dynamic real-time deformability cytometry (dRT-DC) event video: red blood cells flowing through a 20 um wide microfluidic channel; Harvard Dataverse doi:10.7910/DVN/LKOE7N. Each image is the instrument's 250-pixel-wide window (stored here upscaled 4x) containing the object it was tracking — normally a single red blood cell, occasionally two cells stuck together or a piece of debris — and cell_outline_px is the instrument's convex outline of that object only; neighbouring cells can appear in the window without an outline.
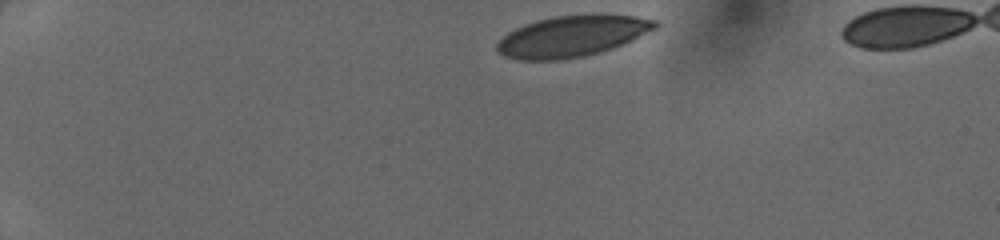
{"species": "human", "species_latin": "Homo sapiens", "temperature_condition": "cold", "stored_images_in_passage": 39, "camera_frame_rate_fps": 3000, "um_per_image_px": 0.085, "donor": {"sex": "female"}, "frame": {"image": 1, "passage_image": 1, "time_ms": 0.0, "image_size_px": [1000, 240], "cell_outline_px": [[660, 24], [656, 28], [612, 48], [600, 52], [584, 56], [560, 60], [520, 60], [504, 56], [496, 52], [496, 44], [508, 32], [524, 24], [536, 20], [552, 16], [592, 12], [600, 12], [636, 16], [656, 20]], "centroid_in_image_um": [48.62, 3.04], "position_along_channel_um": 36.4, "area_um2": 38.49}}
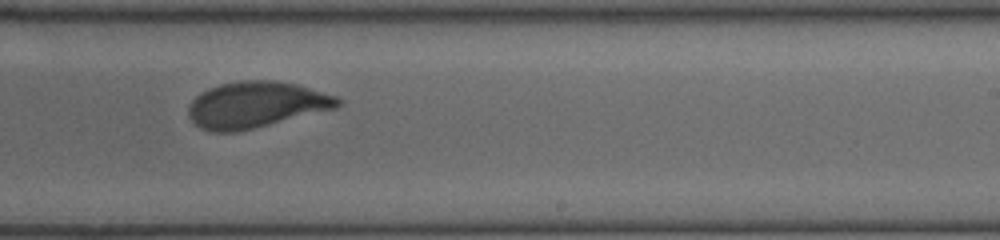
{"frame": {"image": 2, "passage_image": 23, "time_ms": 7.333, "image_size_px": [1000, 240], "cell_outline_px": [[344, 100], [336, 108], [236, 132], [212, 132], [200, 128], [188, 116], [188, 104], [200, 92], [208, 88], [220, 84], [240, 80], [276, 80], [296, 84], [336, 96]], "centroid_in_image_um": [21.73, 8.89], "position_along_channel_um": 267.3, "area_um2": 40.11}}
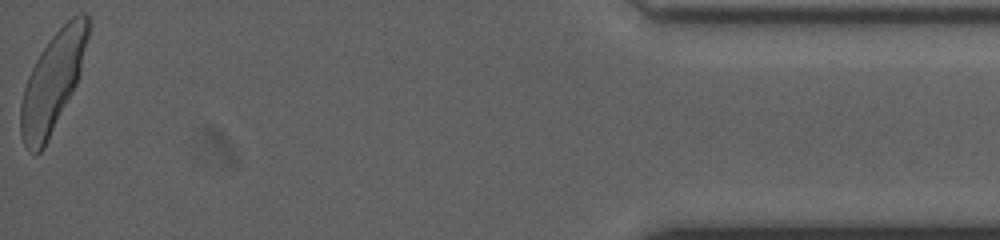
{"frame": {"image": 3, "passage_image": 39, "time_ms": 12.667, "image_size_px": [1000, 240], "cell_outline_px": [[88, 36], [80, 72], [76, 84], [44, 148], [36, 156], [28, 152], [24, 144], [20, 132], [20, 104], [24, 88], [28, 76], [40, 52], [52, 36], [72, 16], [80, 12], [84, 12], [88, 16]], "centroid_in_image_um": [4.45, 7.01], "position_along_channel_um": 430.8, "area_um2": 38.32}}